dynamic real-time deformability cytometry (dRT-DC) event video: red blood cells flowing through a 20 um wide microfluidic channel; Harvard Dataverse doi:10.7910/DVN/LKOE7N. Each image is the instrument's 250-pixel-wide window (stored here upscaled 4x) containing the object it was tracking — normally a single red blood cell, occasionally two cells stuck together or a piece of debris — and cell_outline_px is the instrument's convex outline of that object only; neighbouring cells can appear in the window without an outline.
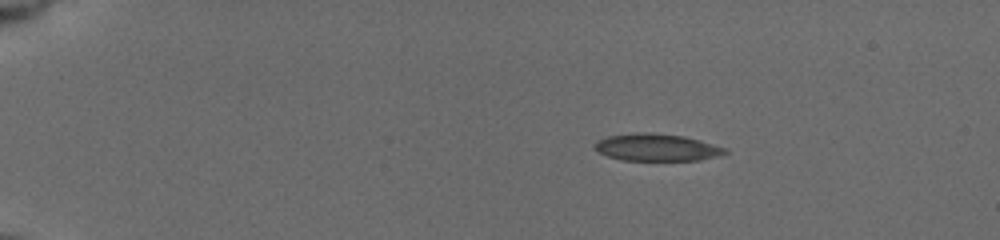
{"species": "common noctule bat (a hibernating species)", "species_latin": "Nyctalus noctula", "temperature_condition": "cold", "stored_images_in_passage": 47, "camera_frame_rate_fps": 3000, "um_per_image_px": 0.085, "animal": {"sex": "female", "body_mass_g": 19.5, "forearm_length_mm": 54.1}, "frame": {"image": 1, "passage_image": 1, "time_ms": 0.0, "image_size_px": [1000, 240], "cell_outline_px": [[728, 152], [720, 156], [700, 160], [624, 160], [608, 156], [600, 152], [592, 144], [596, 140], [608, 136], [636, 132], [648, 132], [684, 136], [700, 140], [728, 148]], "centroid_in_image_um": [55.86, 12.52], "position_along_channel_um": 29.1, "area_um2": 20.75}}
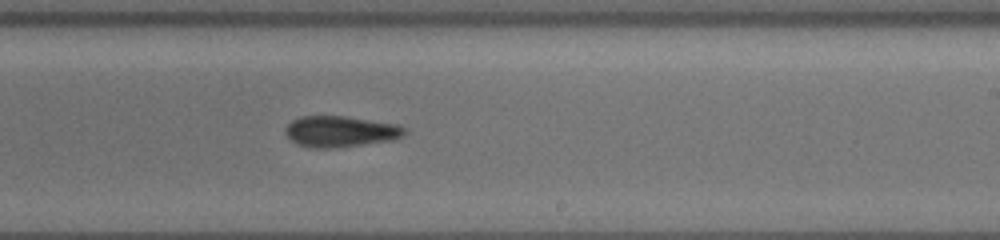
{"frame": {"image": 2, "passage_image": 27, "time_ms": 8.667, "image_size_px": [1000, 240], "cell_outline_px": [[408, 132], [404, 136], [392, 140], [336, 148], [308, 148], [296, 144], [284, 132], [284, 128], [292, 120], [300, 116], [344, 116], [396, 124], [404, 128]], "centroid_in_image_um": [28.91, 11.18], "position_along_channel_um": 260.1, "area_um2": 21.68}}
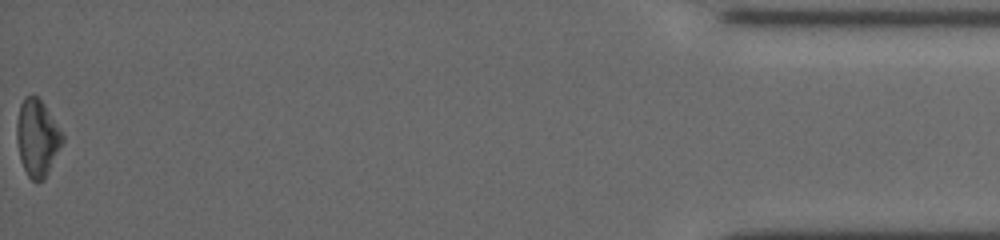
{"frame": {"image": 3, "passage_image": 47, "time_ms": 15.333, "image_size_px": [1000, 240], "cell_outline_px": [[64, 140], [44, 180], [36, 184], [28, 176], [20, 160], [16, 140], [16, 120], [20, 104], [24, 96], [36, 96], [44, 104], [64, 136]], "centroid_in_image_um": [3.14, 11.74], "position_along_channel_um": 432.1, "area_um2": 20.52}, "authors_computed_cell_mechanics": {"area_um2": 20.9814, "velocity_mm_per_s": 3.7678, "shape_relaxation_time_tau1_ms": 3.4722, "shape_relaxation_time_tau2_ms": 9.2618, "deformation_change_tau1": 0.1341, "deformation_change_tau2": 0.2133}}